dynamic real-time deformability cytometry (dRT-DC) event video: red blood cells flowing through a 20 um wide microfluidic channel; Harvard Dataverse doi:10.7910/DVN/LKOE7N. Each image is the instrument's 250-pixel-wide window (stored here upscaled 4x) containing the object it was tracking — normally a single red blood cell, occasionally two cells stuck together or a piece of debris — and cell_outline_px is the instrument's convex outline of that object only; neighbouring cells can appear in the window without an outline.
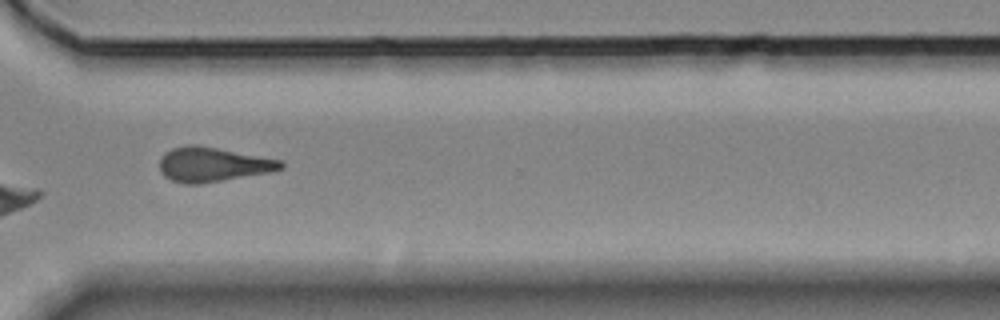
{"species": "Egyptian fruit bat (a non-hibernating species)", "species_latin": "Rousettus aegyptiacus", "temperature_condition": "room temperature", "stored_images_in_passage": 16, "camera_frame_rate_fps": 3000, "um_per_image_px": 0.085, "animal": {"sex": "female"}, "frame": {"image": 1, "passage_image": 12, "time_ms": 13.333, "image_size_px": [1000, 320], "cell_outline_px": [[284, 168], [272, 172], [200, 184], [184, 184], [172, 180], [164, 176], [160, 172], [160, 156], [164, 152], [172, 148], [188, 144], [196, 144], [280, 160], [284, 164]], "centroid_in_image_um": [18.05, 13.98], "position_along_channel_um": 352.5, "area_um2": 24.45}}
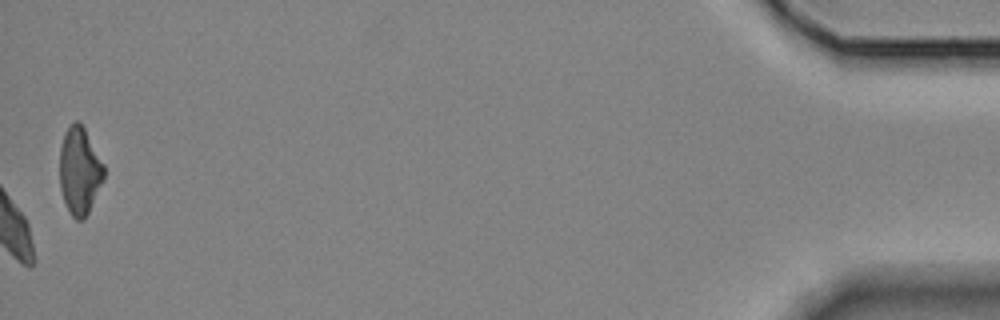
{"frame": {"image": 2, "passage_image": 16, "time_ms": 18.0, "image_size_px": [1000, 320], "cell_outline_px": [[104, 180], [84, 220], [76, 220], [72, 216], [64, 200], [60, 188], [60, 148], [64, 132], [76, 120], [80, 120], [104, 164]], "centroid_in_image_um": [6.77, 14.51], "position_along_channel_um": 428.4, "area_um2": 22.48}, "authors_computed_cell_mechanics": {"area_um2": 22.1663, "velocity_mm_per_s": 3.5332, "shape_relaxation_time_tau1_ms": 6.1475, "shape_relaxation_time_tau2_ms": null, "deformation_change_tau1": 0.1241, "deformation_change_tau2": null}}